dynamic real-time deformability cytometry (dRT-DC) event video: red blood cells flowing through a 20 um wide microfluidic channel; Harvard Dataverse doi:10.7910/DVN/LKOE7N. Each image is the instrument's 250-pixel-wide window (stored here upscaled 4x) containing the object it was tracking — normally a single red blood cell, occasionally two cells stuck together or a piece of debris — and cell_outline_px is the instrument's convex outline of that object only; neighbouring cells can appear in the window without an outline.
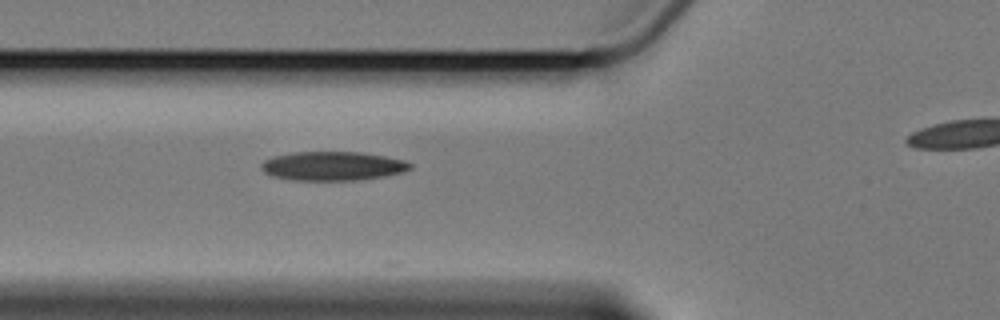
{"species": "Egyptian fruit bat (a non-hibernating species)", "species_latin": "Rousettus aegyptiacus", "temperature_condition": "cold", "stored_images_in_passage": 4, "segment_of_instrument_passage": [1, 2], "camera_frame_rate_fps": 3000, "um_per_image_px": 0.085, "animal": {"sex": "female"}, "frame": {"image": 1, "passage_image": 3, "time_ms": 4.333, "image_size_px": [1000, 320], "cell_outline_px": [[412, 168], [400, 172], [384, 176], [356, 180], [292, 180], [272, 176], [264, 172], [260, 168], [264, 160], [276, 156], [296, 152], [360, 152], [384, 156], [404, 160], [412, 164]], "centroid_in_image_um": [28.27, 14.11], "position_along_channel_um": 97.5, "area_um2": 24.91}}